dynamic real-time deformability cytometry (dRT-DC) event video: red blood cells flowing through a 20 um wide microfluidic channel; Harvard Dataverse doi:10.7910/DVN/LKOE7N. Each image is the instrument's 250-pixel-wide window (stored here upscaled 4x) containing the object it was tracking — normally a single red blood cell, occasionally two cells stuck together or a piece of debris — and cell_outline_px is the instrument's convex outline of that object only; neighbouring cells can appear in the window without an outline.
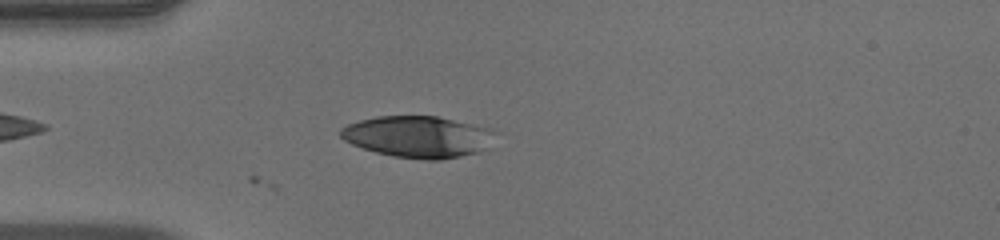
{"species": "human", "species_latin": "Homo sapiens", "temperature_condition": "warm", "stored_images_in_passage": 13, "camera_frame_rate_fps": 3000, "um_per_image_px": 0.085, "donor": {"sex": "male"}, "frame": {"image": 1, "passage_image": 4, "time_ms": 1.0, "image_size_px": [1000, 240], "cell_outline_px": [[492, 132], [484, 148], [480, 152], [440, 160], [428, 160], [392, 156], [376, 152], [352, 144], [344, 140], [340, 136], [340, 128], [348, 124], [360, 120], [376, 116], [436, 116], [488, 128]], "centroid_in_image_um": [35.43, 11.62], "position_along_channel_um": 49.6, "area_um2": 36.76}}
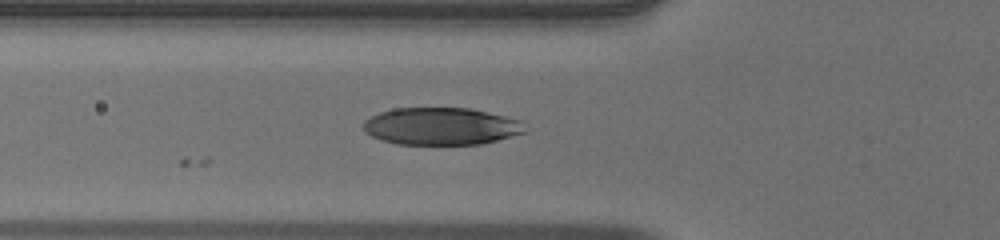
{"frame": {"image": 2, "passage_image": 8, "time_ms": 2.333, "image_size_px": [1000, 240], "cell_outline_px": [[528, 132], [480, 144], [396, 144], [372, 136], [364, 132], [364, 120], [380, 112], [396, 108], [468, 108], [488, 112], [520, 120]], "centroid_in_image_um": [37.5, 10.73], "position_along_channel_um": 88.3, "area_um2": 34.97}}
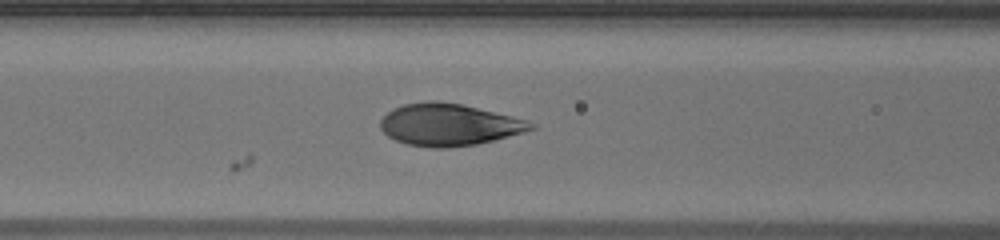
{"frame": {"image": 3, "passage_image": 11, "time_ms": 3.333, "image_size_px": [1000, 240], "cell_outline_px": [[536, 128], [524, 132], [476, 144], [448, 148], [432, 148], [408, 144], [396, 140], [388, 136], [380, 128], [380, 120], [392, 108], [404, 104], [428, 100], [440, 100], [464, 104], [528, 120], [536, 124]], "centroid_in_image_um": [38.16, 10.58], "position_along_channel_um": 128.4, "area_um2": 37.05}}